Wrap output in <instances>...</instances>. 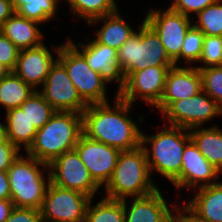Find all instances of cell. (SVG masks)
<instances>
[{"label":"cell","instance_id":"obj_35","mask_svg":"<svg viewBox=\"0 0 222 222\" xmlns=\"http://www.w3.org/2000/svg\"><path fill=\"white\" fill-rule=\"evenodd\" d=\"M20 50L0 32V63L11 72L15 69Z\"/></svg>","mask_w":222,"mask_h":222},{"label":"cell","instance_id":"obj_3","mask_svg":"<svg viewBox=\"0 0 222 222\" xmlns=\"http://www.w3.org/2000/svg\"><path fill=\"white\" fill-rule=\"evenodd\" d=\"M190 140L189 129L172 125L165 126V129L149 137L141 133V145L145 150L151 174L153 170L156 171L167 178L175 188L180 189L182 156Z\"/></svg>","mask_w":222,"mask_h":222},{"label":"cell","instance_id":"obj_19","mask_svg":"<svg viewBox=\"0 0 222 222\" xmlns=\"http://www.w3.org/2000/svg\"><path fill=\"white\" fill-rule=\"evenodd\" d=\"M68 41L86 58L92 70L101 73L110 82L119 83V88L122 77L117 69V50L97 43L95 40L89 41L88 44L81 42L75 44L70 38Z\"/></svg>","mask_w":222,"mask_h":222},{"label":"cell","instance_id":"obj_12","mask_svg":"<svg viewBox=\"0 0 222 222\" xmlns=\"http://www.w3.org/2000/svg\"><path fill=\"white\" fill-rule=\"evenodd\" d=\"M144 20L158 34L167 55L177 66L185 36L193 25V18L167 8L163 12L158 9L149 10Z\"/></svg>","mask_w":222,"mask_h":222},{"label":"cell","instance_id":"obj_14","mask_svg":"<svg viewBox=\"0 0 222 222\" xmlns=\"http://www.w3.org/2000/svg\"><path fill=\"white\" fill-rule=\"evenodd\" d=\"M74 149L93 180L100 187L105 186L113 174L121 151L105 143L91 140L84 134L80 136Z\"/></svg>","mask_w":222,"mask_h":222},{"label":"cell","instance_id":"obj_17","mask_svg":"<svg viewBox=\"0 0 222 222\" xmlns=\"http://www.w3.org/2000/svg\"><path fill=\"white\" fill-rule=\"evenodd\" d=\"M53 54L44 43L34 48L20 50L15 69L12 71L34 90L45 82L51 66L55 63Z\"/></svg>","mask_w":222,"mask_h":222},{"label":"cell","instance_id":"obj_41","mask_svg":"<svg viewBox=\"0 0 222 222\" xmlns=\"http://www.w3.org/2000/svg\"><path fill=\"white\" fill-rule=\"evenodd\" d=\"M13 207L11 200L0 199V222H5L8 219Z\"/></svg>","mask_w":222,"mask_h":222},{"label":"cell","instance_id":"obj_16","mask_svg":"<svg viewBox=\"0 0 222 222\" xmlns=\"http://www.w3.org/2000/svg\"><path fill=\"white\" fill-rule=\"evenodd\" d=\"M220 174L219 170L203 156L193 141L190 140L186 144L182 156L180 189H197L216 184L218 183L216 179Z\"/></svg>","mask_w":222,"mask_h":222},{"label":"cell","instance_id":"obj_21","mask_svg":"<svg viewBox=\"0 0 222 222\" xmlns=\"http://www.w3.org/2000/svg\"><path fill=\"white\" fill-rule=\"evenodd\" d=\"M197 190L196 195L185 204L207 222H222V182Z\"/></svg>","mask_w":222,"mask_h":222},{"label":"cell","instance_id":"obj_44","mask_svg":"<svg viewBox=\"0 0 222 222\" xmlns=\"http://www.w3.org/2000/svg\"><path fill=\"white\" fill-rule=\"evenodd\" d=\"M168 222H178L174 217H172Z\"/></svg>","mask_w":222,"mask_h":222},{"label":"cell","instance_id":"obj_11","mask_svg":"<svg viewBox=\"0 0 222 222\" xmlns=\"http://www.w3.org/2000/svg\"><path fill=\"white\" fill-rule=\"evenodd\" d=\"M50 182L94 198L100 186L93 180L77 151H67L49 165Z\"/></svg>","mask_w":222,"mask_h":222},{"label":"cell","instance_id":"obj_24","mask_svg":"<svg viewBox=\"0 0 222 222\" xmlns=\"http://www.w3.org/2000/svg\"><path fill=\"white\" fill-rule=\"evenodd\" d=\"M5 118L7 139L19 150L22 145L27 151L34 142L36 128L20 107L7 110Z\"/></svg>","mask_w":222,"mask_h":222},{"label":"cell","instance_id":"obj_43","mask_svg":"<svg viewBox=\"0 0 222 222\" xmlns=\"http://www.w3.org/2000/svg\"><path fill=\"white\" fill-rule=\"evenodd\" d=\"M11 71L0 63V80H2L4 77H6Z\"/></svg>","mask_w":222,"mask_h":222},{"label":"cell","instance_id":"obj_31","mask_svg":"<svg viewBox=\"0 0 222 222\" xmlns=\"http://www.w3.org/2000/svg\"><path fill=\"white\" fill-rule=\"evenodd\" d=\"M205 34L197 27L192 25L185 36L183 46L180 52V60L184 62L194 63L199 62L202 55L203 40Z\"/></svg>","mask_w":222,"mask_h":222},{"label":"cell","instance_id":"obj_30","mask_svg":"<svg viewBox=\"0 0 222 222\" xmlns=\"http://www.w3.org/2000/svg\"><path fill=\"white\" fill-rule=\"evenodd\" d=\"M195 27L208 36L222 37V0H217L197 14Z\"/></svg>","mask_w":222,"mask_h":222},{"label":"cell","instance_id":"obj_42","mask_svg":"<svg viewBox=\"0 0 222 222\" xmlns=\"http://www.w3.org/2000/svg\"><path fill=\"white\" fill-rule=\"evenodd\" d=\"M7 140L6 124L0 122V144Z\"/></svg>","mask_w":222,"mask_h":222},{"label":"cell","instance_id":"obj_8","mask_svg":"<svg viewBox=\"0 0 222 222\" xmlns=\"http://www.w3.org/2000/svg\"><path fill=\"white\" fill-rule=\"evenodd\" d=\"M172 67L152 66L127 73L122 78V84L117 88V95L132 105L139 97L140 100L155 107L162 98L166 75Z\"/></svg>","mask_w":222,"mask_h":222},{"label":"cell","instance_id":"obj_2","mask_svg":"<svg viewBox=\"0 0 222 222\" xmlns=\"http://www.w3.org/2000/svg\"><path fill=\"white\" fill-rule=\"evenodd\" d=\"M82 134V114L55 111L49 121L37 130L26 154L49 165L65 152L74 150Z\"/></svg>","mask_w":222,"mask_h":222},{"label":"cell","instance_id":"obj_37","mask_svg":"<svg viewBox=\"0 0 222 222\" xmlns=\"http://www.w3.org/2000/svg\"><path fill=\"white\" fill-rule=\"evenodd\" d=\"M20 150L8 139L0 144V171H7L20 155Z\"/></svg>","mask_w":222,"mask_h":222},{"label":"cell","instance_id":"obj_29","mask_svg":"<svg viewBox=\"0 0 222 222\" xmlns=\"http://www.w3.org/2000/svg\"><path fill=\"white\" fill-rule=\"evenodd\" d=\"M36 130L42 128L55 113L53 107L35 90L20 106Z\"/></svg>","mask_w":222,"mask_h":222},{"label":"cell","instance_id":"obj_39","mask_svg":"<svg viewBox=\"0 0 222 222\" xmlns=\"http://www.w3.org/2000/svg\"><path fill=\"white\" fill-rule=\"evenodd\" d=\"M0 199L11 200V191L7 171H0Z\"/></svg>","mask_w":222,"mask_h":222},{"label":"cell","instance_id":"obj_22","mask_svg":"<svg viewBox=\"0 0 222 222\" xmlns=\"http://www.w3.org/2000/svg\"><path fill=\"white\" fill-rule=\"evenodd\" d=\"M103 21L100 29L95 32L97 43L118 50L123 43L136 32L125 19L119 15V10L114 13L95 18L88 22L89 25Z\"/></svg>","mask_w":222,"mask_h":222},{"label":"cell","instance_id":"obj_32","mask_svg":"<svg viewBox=\"0 0 222 222\" xmlns=\"http://www.w3.org/2000/svg\"><path fill=\"white\" fill-rule=\"evenodd\" d=\"M202 90L207 93L222 109V66L200 69Z\"/></svg>","mask_w":222,"mask_h":222},{"label":"cell","instance_id":"obj_13","mask_svg":"<svg viewBox=\"0 0 222 222\" xmlns=\"http://www.w3.org/2000/svg\"><path fill=\"white\" fill-rule=\"evenodd\" d=\"M38 92L55 111L83 114L88 107L70 80L65 67L58 60L51 66L42 91Z\"/></svg>","mask_w":222,"mask_h":222},{"label":"cell","instance_id":"obj_18","mask_svg":"<svg viewBox=\"0 0 222 222\" xmlns=\"http://www.w3.org/2000/svg\"><path fill=\"white\" fill-rule=\"evenodd\" d=\"M127 200L122 199L125 222H168L173 217L175 205H168L159 189L146 196L132 197L130 206Z\"/></svg>","mask_w":222,"mask_h":222},{"label":"cell","instance_id":"obj_23","mask_svg":"<svg viewBox=\"0 0 222 222\" xmlns=\"http://www.w3.org/2000/svg\"><path fill=\"white\" fill-rule=\"evenodd\" d=\"M190 138L203 156L222 173V129L218 126L189 129Z\"/></svg>","mask_w":222,"mask_h":222},{"label":"cell","instance_id":"obj_5","mask_svg":"<svg viewBox=\"0 0 222 222\" xmlns=\"http://www.w3.org/2000/svg\"><path fill=\"white\" fill-rule=\"evenodd\" d=\"M175 66L155 30L145 21L117 50V69L123 78L127 73L148 67Z\"/></svg>","mask_w":222,"mask_h":222},{"label":"cell","instance_id":"obj_40","mask_svg":"<svg viewBox=\"0 0 222 222\" xmlns=\"http://www.w3.org/2000/svg\"><path fill=\"white\" fill-rule=\"evenodd\" d=\"M12 0H0V28L3 23L14 14Z\"/></svg>","mask_w":222,"mask_h":222},{"label":"cell","instance_id":"obj_1","mask_svg":"<svg viewBox=\"0 0 222 222\" xmlns=\"http://www.w3.org/2000/svg\"><path fill=\"white\" fill-rule=\"evenodd\" d=\"M113 102V107L108 102L88 105L82 114L83 134L120 151L134 150L141 145L142 131L128 116L133 106L117 92Z\"/></svg>","mask_w":222,"mask_h":222},{"label":"cell","instance_id":"obj_4","mask_svg":"<svg viewBox=\"0 0 222 222\" xmlns=\"http://www.w3.org/2000/svg\"><path fill=\"white\" fill-rule=\"evenodd\" d=\"M107 198L122 200L141 197L159 189L151 180V171L144 148L121 151L113 174L104 186Z\"/></svg>","mask_w":222,"mask_h":222},{"label":"cell","instance_id":"obj_15","mask_svg":"<svg viewBox=\"0 0 222 222\" xmlns=\"http://www.w3.org/2000/svg\"><path fill=\"white\" fill-rule=\"evenodd\" d=\"M202 90V76L195 66H173L166 75L160 102L155 106L161 113L173 102L190 98Z\"/></svg>","mask_w":222,"mask_h":222},{"label":"cell","instance_id":"obj_10","mask_svg":"<svg viewBox=\"0 0 222 222\" xmlns=\"http://www.w3.org/2000/svg\"><path fill=\"white\" fill-rule=\"evenodd\" d=\"M163 121L169 122L172 126L185 129L203 127L218 115L222 116V109L203 90L196 95L173 101L162 113ZM168 119V120H166Z\"/></svg>","mask_w":222,"mask_h":222},{"label":"cell","instance_id":"obj_27","mask_svg":"<svg viewBox=\"0 0 222 222\" xmlns=\"http://www.w3.org/2000/svg\"><path fill=\"white\" fill-rule=\"evenodd\" d=\"M91 198L86 208L85 222H125L122 200L103 197L92 206Z\"/></svg>","mask_w":222,"mask_h":222},{"label":"cell","instance_id":"obj_25","mask_svg":"<svg viewBox=\"0 0 222 222\" xmlns=\"http://www.w3.org/2000/svg\"><path fill=\"white\" fill-rule=\"evenodd\" d=\"M34 91L29 84L10 72L0 80V105L6 111L20 107Z\"/></svg>","mask_w":222,"mask_h":222},{"label":"cell","instance_id":"obj_38","mask_svg":"<svg viewBox=\"0 0 222 222\" xmlns=\"http://www.w3.org/2000/svg\"><path fill=\"white\" fill-rule=\"evenodd\" d=\"M184 206H177L175 204L173 212V217L178 222H207L200 218L196 213H194L186 204L185 201L183 202Z\"/></svg>","mask_w":222,"mask_h":222},{"label":"cell","instance_id":"obj_36","mask_svg":"<svg viewBox=\"0 0 222 222\" xmlns=\"http://www.w3.org/2000/svg\"><path fill=\"white\" fill-rule=\"evenodd\" d=\"M5 222H42L41 211L35 208L14 206Z\"/></svg>","mask_w":222,"mask_h":222},{"label":"cell","instance_id":"obj_33","mask_svg":"<svg viewBox=\"0 0 222 222\" xmlns=\"http://www.w3.org/2000/svg\"><path fill=\"white\" fill-rule=\"evenodd\" d=\"M202 66H195L203 69L211 66H222V37L205 35L203 40L202 55L199 59ZM205 65V66H204Z\"/></svg>","mask_w":222,"mask_h":222},{"label":"cell","instance_id":"obj_6","mask_svg":"<svg viewBox=\"0 0 222 222\" xmlns=\"http://www.w3.org/2000/svg\"><path fill=\"white\" fill-rule=\"evenodd\" d=\"M40 167L48 170L47 180ZM7 174L13 205L40 210L50 183L48 165L27 154H20L7 170Z\"/></svg>","mask_w":222,"mask_h":222},{"label":"cell","instance_id":"obj_34","mask_svg":"<svg viewBox=\"0 0 222 222\" xmlns=\"http://www.w3.org/2000/svg\"><path fill=\"white\" fill-rule=\"evenodd\" d=\"M216 1L217 0H173L169 8L190 18V13L197 15L204 8L214 4Z\"/></svg>","mask_w":222,"mask_h":222},{"label":"cell","instance_id":"obj_26","mask_svg":"<svg viewBox=\"0 0 222 222\" xmlns=\"http://www.w3.org/2000/svg\"><path fill=\"white\" fill-rule=\"evenodd\" d=\"M59 0H12L14 12L39 24L48 22L57 13Z\"/></svg>","mask_w":222,"mask_h":222},{"label":"cell","instance_id":"obj_9","mask_svg":"<svg viewBox=\"0 0 222 222\" xmlns=\"http://www.w3.org/2000/svg\"><path fill=\"white\" fill-rule=\"evenodd\" d=\"M90 199L85 194L50 182L40 209L42 222H85Z\"/></svg>","mask_w":222,"mask_h":222},{"label":"cell","instance_id":"obj_28","mask_svg":"<svg viewBox=\"0 0 222 222\" xmlns=\"http://www.w3.org/2000/svg\"><path fill=\"white\" fill-rule=\"evenodd\" d=\"M73 13L89 21L118 10L116 0H65Z\"/></svg>","mask_w":222,"mask_h":222},{"label":"cell","instance_id":"obj_7","mask_svg":"<svg viewBox=\"0 0 222 222\" xmlns=\"http://www.w3.org/2000/svg\"><path fill=\"white\" fill-rule=\"evenodd\" d=\"M55 49L57 60L65 67L81 98L89 104L106 103V83L110 81L92 70L86 58L67 40Z\"/></svg>","mask_w":222,"mask_h":222},{"label":"cell","instance_id":"obj_20","mask_svg":"<svg viewBox=\"0 0 222 222\" xmlns=\"http://www.w3.org/2000/svg\"><path fill=\"white\" fill-rule=\"evenodd\" d=\"M39 23L24 18L15 12L0 28V32L6 36L19 50L34 48L44 43L43 33L38 28Z\"/></svg>","mask_w":222,"mask_h":222}]
</instances>
